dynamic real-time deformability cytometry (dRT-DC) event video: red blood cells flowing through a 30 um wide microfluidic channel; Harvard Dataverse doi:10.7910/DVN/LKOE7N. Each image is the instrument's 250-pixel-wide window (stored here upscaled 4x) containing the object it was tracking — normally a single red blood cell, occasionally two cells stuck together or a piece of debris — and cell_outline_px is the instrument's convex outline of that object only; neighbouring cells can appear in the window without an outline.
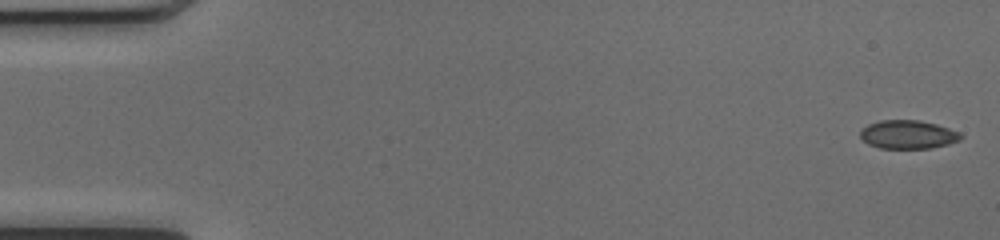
{"species": "common noctule bat (a hibernating species)", "species_latin": "Nyctalus noctula", "temperature_condition": "cold", "stored_images_in_passage": 50, "camera_frame_rate_fps": 3000, "um_per_image_px": 0.085, "animal": {"sex": "female", "body_mass_g": 17.0, "forearm_length_mm": 48.0}, "frame": {"image": 1, "passage_image": 1, "time_ms": 0.0, "image_size_px": [1000, 240], "cell_outline_px": [[964, 136], [960, 140], [948, 144], [932, 148], [880, 148], [868, 144], [860, 136], [860, 128], [868, 124], [880, 120], [920, 120], [936, 124], [960, 132]], "centroid_in_image_um": [77.18, 11.43], "position_along_channel_um": 7.8, "area_um2": 16.82}}
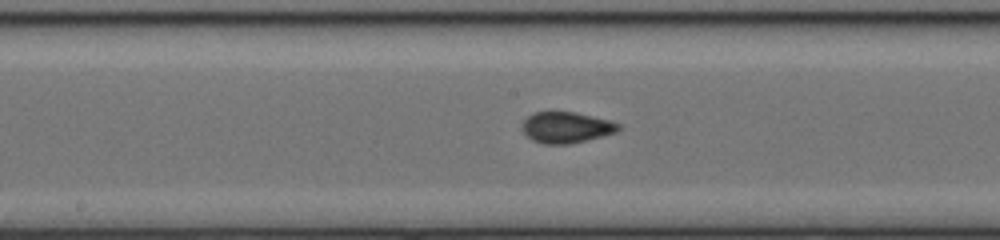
{"frame": {"image": 2, "passage_image": 26, "time_ms": 8.333, "image_size_px": [1000, 240], "cell_outline_px": [[620, 128], [616, 132], [568, 144], [544, 144], [532, 140], [520, 128], [524, 120], [528, 116], [536, 112], [576, 112], [608, 120], [620, 124]], "centroid_in_image_um": [48.1, 10.83], "position_along_channel_um": 200.1, "area_um2": 17.17}}
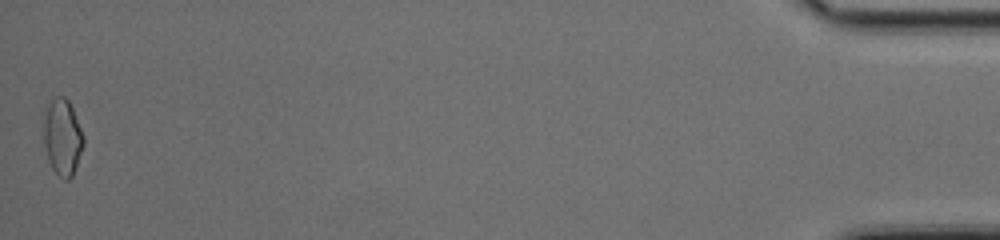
{"frame": {"image": 3, "passage_image": 50, "time_ms": 16.333, "image_size_px": [1000, 240], "cell_outline_px": [[84, 144], [72, 176], [68, 180], [64, 180], [52, 168], [48, 160], [44, 144], [44, 120], [48, 104], [56, 96], [64, 96], [68, 100], [72, 108], [84, 136]], "centroid_in_image_um": [5.31, 11.66], "position_along_channel_um": 429.9, "area_um2": 17.46}, "authors_computed_cell_mechanics": {"area_um2": 16.9065, "velocity_mm_per_s": 4.1268, "shape_relaxation_time_tau1_ms": null, "shape_relaxation_time_tau2_ms": 1.3534, "deformation_change_tau1": null, "deformation_change_tau2": 0.0522}}